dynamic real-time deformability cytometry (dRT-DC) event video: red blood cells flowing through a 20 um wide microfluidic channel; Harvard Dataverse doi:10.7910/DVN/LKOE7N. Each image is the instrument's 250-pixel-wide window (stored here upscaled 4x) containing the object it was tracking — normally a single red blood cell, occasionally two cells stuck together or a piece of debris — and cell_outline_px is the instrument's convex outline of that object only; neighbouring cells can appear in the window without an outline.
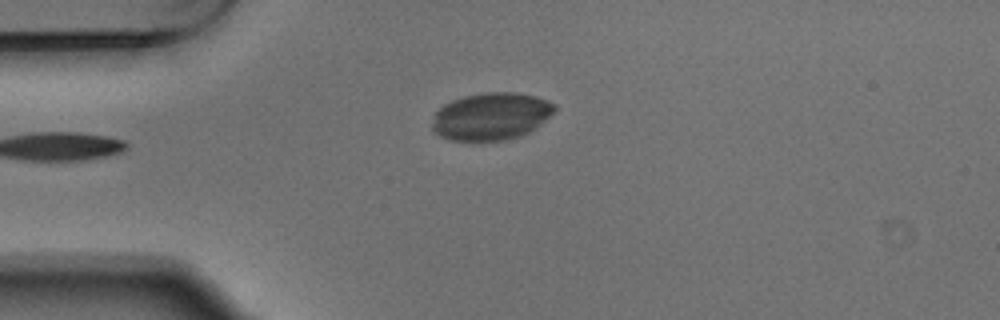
{"species": "Egyptian fruit bat (a non-hibernating species)", "species_latin": "Rousettus aegyptiacus", "temperature_condition": "warm", "stored_images_in_passage": 3, "camera_frame_rate_fps": 3000, "um_per_image_px": 0.085, "animal": {"sex": "male"}, "frame": {"image": 1, "passage_image": 2, "time_ms": 0.333, "image_size_px": [1000, 320], "cell_outline_px": [[556, 108], [536, 128], [528, 132], [504, 140], [452, 140], [440, 136], [432, 132], [432, 124], [436, 112], [444, 104], [452, 100], [464, 96], [484, 92], [512, 92], [536, 96], [548, 100], [556, 104]], "centroid_in_image_um": [41.73, 9.87], "position_along_channel_um": 43.3, "area_um2": 33.52}}